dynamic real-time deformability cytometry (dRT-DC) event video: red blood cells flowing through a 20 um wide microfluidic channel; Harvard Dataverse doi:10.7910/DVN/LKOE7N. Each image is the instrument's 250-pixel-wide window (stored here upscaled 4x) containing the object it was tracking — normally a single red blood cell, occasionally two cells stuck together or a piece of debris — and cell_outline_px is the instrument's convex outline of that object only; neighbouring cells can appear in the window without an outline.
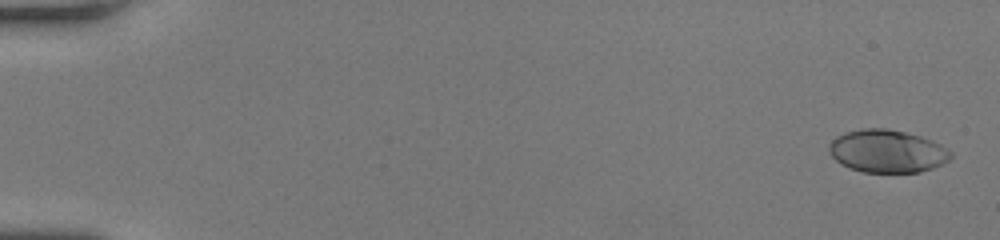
{"species": "human", "species_latin": "Homo sapiens", "temperature_condition": "room temperature", "stored_images_in_passage": 11, "camera_frame_rate_fps": 3000, "um_per_image_px": 0.085, "donor": {"sex": "female"}, "frame": {"image": 1, "passage_image": 2, "time_ms": 0.333, "image_size_px": [1000, 240], "cell_outline_px": [[952, 156], [948, 160], [932, 168], [920, 172], [860, 172], [848, 168], [840, 164], [828, 152], [828, 144], [836, 136], [844, 132], [860, 128], [888, 128], [920, 136], [932, 140], [940, 144], [952, 152]], "centroid_in_image_um": [75.36, 12.84], "position_along_channel_um": 9.6, "area_um2": 30.58}}